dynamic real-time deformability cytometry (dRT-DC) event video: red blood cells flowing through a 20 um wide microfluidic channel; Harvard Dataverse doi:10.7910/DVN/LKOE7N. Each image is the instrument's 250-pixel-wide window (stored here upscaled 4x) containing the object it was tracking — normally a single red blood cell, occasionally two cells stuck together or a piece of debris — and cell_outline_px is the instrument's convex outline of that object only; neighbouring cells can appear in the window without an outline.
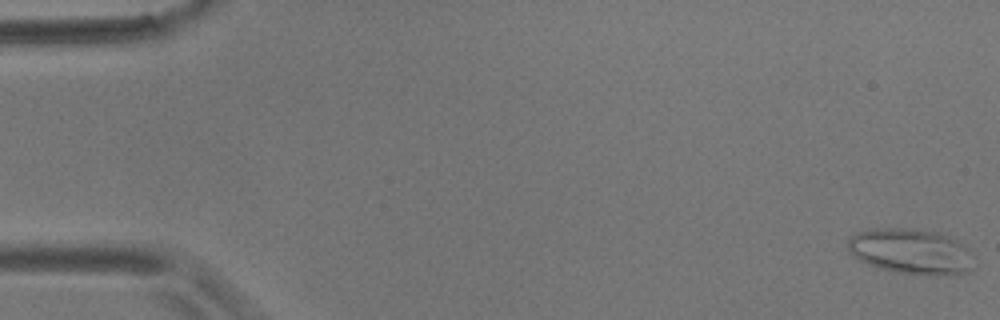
{"species": "common noctule bat (a hibernating species)", "species_latin": "Nyctalus noctula", "temperature_condition": "room temperature", "stored_images_in_passage": 3, "camera_frame_rate_fps": 3000, "um_per_image_px": 0.085, "animal": {"sex": "male", "body_mass_g": 17.9}, "frame": {"image": 1, "passage_image": 3, "time_ms": 3.0, "image_size_px": [1000, 320], "cell_outline_px": [[972, 268], [968, 272], [948, 276], [896, 272], [876, 268], [852, 256], [848, 248], [848, 240], [856, 232], [872, 228], [920, 228], [936, 232], [948, 236], [956, 240], [968, 248]], "centroid_in_image_um": [77.4, 21.36], "position_along_channel_um": 7.6, "area_um2": 33.52}}